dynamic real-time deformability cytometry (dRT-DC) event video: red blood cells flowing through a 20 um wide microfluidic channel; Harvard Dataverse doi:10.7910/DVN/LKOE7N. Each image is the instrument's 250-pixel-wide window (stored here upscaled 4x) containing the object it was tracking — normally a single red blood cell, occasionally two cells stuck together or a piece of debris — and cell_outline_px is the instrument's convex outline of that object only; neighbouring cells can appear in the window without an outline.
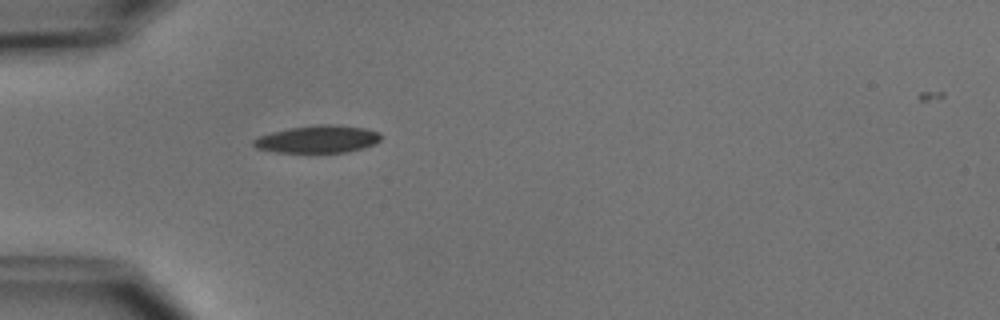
{"species": "common noctule bat (a hibernating species)", "species_latin": "Nyctalus noctula", "temperature_condition": "cold", "stored_images_in_passage": 1, "camera_frame_rate_fps": 3000, "um_per_image_px": 0.085, "animal": {"sex": "male", "body_mass_g": 15.6}, "frame": {"image": 1, "passage_image": 1, "time_ms": 0.0, "image_size_px": [1000, 320], "cell_outline_px": [[380, 140], [376, 144], [364, 148], [348, 152], [276, 152], [256, 148], [252, 144], [252, 140], [260, 136], [272, 132], [292, 128], [324, 124], [332, 124], [364, 128], [376, 132], [380, 136]], "centroid_in_image_um": [27.01, 11.84], "position_along_channel_um": 58.0, "area_um2": 20.11}}